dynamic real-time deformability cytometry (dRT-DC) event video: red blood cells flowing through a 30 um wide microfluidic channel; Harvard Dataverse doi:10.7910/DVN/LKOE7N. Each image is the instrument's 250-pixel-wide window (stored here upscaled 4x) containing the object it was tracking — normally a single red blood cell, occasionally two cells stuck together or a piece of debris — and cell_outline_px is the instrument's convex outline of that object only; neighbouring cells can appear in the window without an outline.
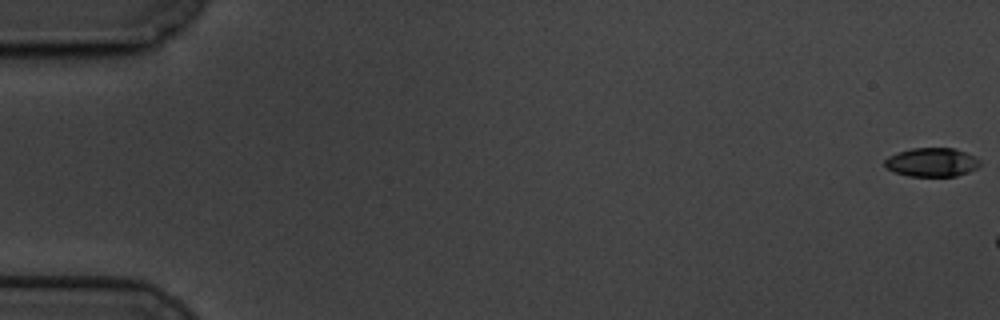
{"species": "common noctule bat (a hibernating species)", "species_latin": "Nyctalus noctula", "temperature_condition": "cold", "stored_images_in_passage": 7, "camera_frame_rate_fps": 3000, "um_per_image_px": 0.085, "animal": {"sex": "male", "body_mass_g": 19.5, "forearm_length_mm": 54.6}, "frame": {"image": 1, "passage_image": 1, "time_ms": 0.0, "image_size_px": [1000, 320], "cell_outline_px": [[984, 164], [968, 172], [956, 176], [908, 176], [892, 172], [884, 164], [884, 160], [888, 156], [896, 152], [912, 148], [952, 148], [976, 156]], "centroid_in_image_um": [79.21, 13.79], "position_along_channel_um": 5.8, "area_um2": 16.18}}